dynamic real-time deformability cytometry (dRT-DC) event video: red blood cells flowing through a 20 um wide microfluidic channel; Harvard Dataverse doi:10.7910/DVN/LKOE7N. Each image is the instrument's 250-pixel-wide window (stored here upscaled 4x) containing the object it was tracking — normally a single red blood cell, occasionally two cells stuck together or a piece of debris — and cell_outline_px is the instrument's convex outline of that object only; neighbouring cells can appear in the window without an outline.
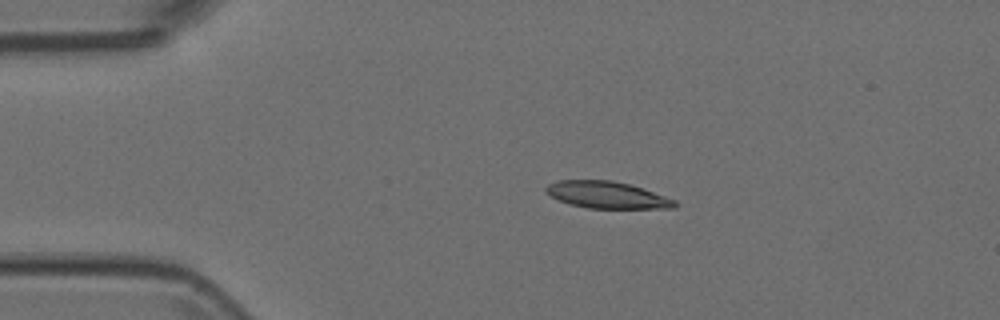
{"species": "Egyptian fruit bat (a non-hibernating species)", "species_latin": "Rousettus aegyptiacus", "temperature_condition": "room temperature", "stored_images_in_passage": 43, "camera_frame_rate_fps": 3000, "um_per_image_px": 0.085, "animal": {"sex": "female"}, "frame": {"image": 1, "passage_image": 1, "time_ms": 0.0, "image_size_px": [1000, 320], "cell_outline_px": [[680, 204], [676, 208], [588, 208], [568, 204], [544, 192], [544, 188], [548, 184], [556, 180], [612, 180], [644, 188], [676, 200]], "centroid_in_image_um": [51.61, 16.57], "position_along_channel_um": 33.4, "area_um2": 20.35}}
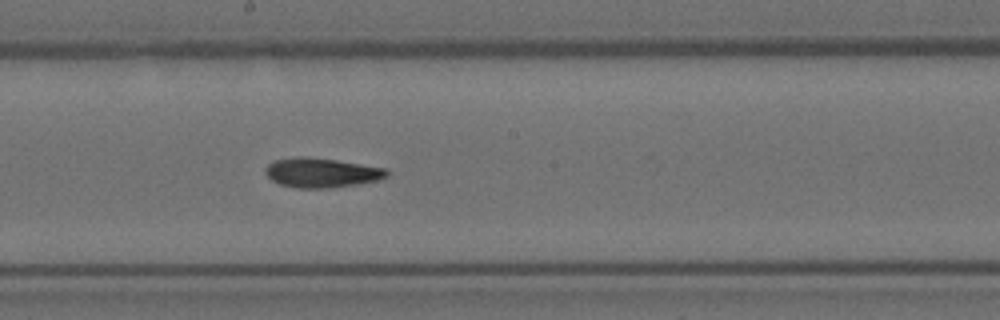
{"frame": {"image": 2, "passage_image": 19, "time_ms": 6.0, "image_size_px": [1000, 320], "cell_outline_px": [[388, 176], [376, 180], [356, 184], [328, 188], [296, 188], [280, 184], [272, 180], [264, 172], [264, 168], [272, 160], [296, 156], [308, 156], [336, 160], [384, 168], [388, 172]], "centroid_in_image_um": [27.25, 14.67], "position_along_channel_um": 220.9, "area_um2": 20.87}}
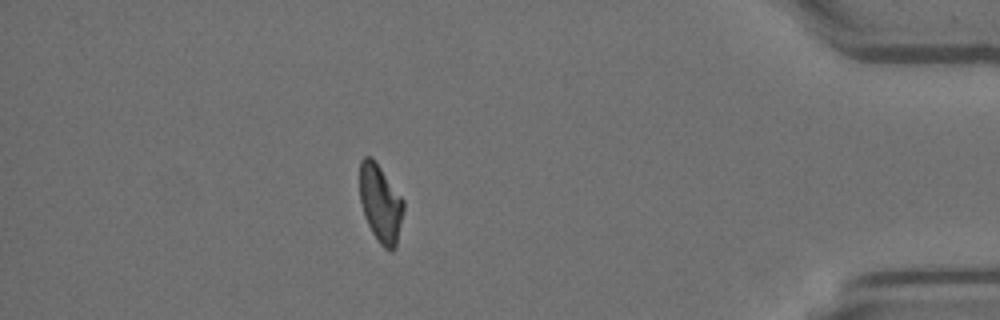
{"frame": {"image": 3, "passage_image": 37, "time_ms": 12.0, "image_size_px": [1000, 320], "cell_outline_px": [[404, 208], [396, 248], [392, 252], [384, 248], [380, 244], [372, 232], [364, 216], [360, 200], [360, 160], [364, 156], [372, 156], [404, 200]], "centroid_in_image_um": [32.34, 17.3], "position_along_channel_um": 402.9, "area_um2": 19.94}}